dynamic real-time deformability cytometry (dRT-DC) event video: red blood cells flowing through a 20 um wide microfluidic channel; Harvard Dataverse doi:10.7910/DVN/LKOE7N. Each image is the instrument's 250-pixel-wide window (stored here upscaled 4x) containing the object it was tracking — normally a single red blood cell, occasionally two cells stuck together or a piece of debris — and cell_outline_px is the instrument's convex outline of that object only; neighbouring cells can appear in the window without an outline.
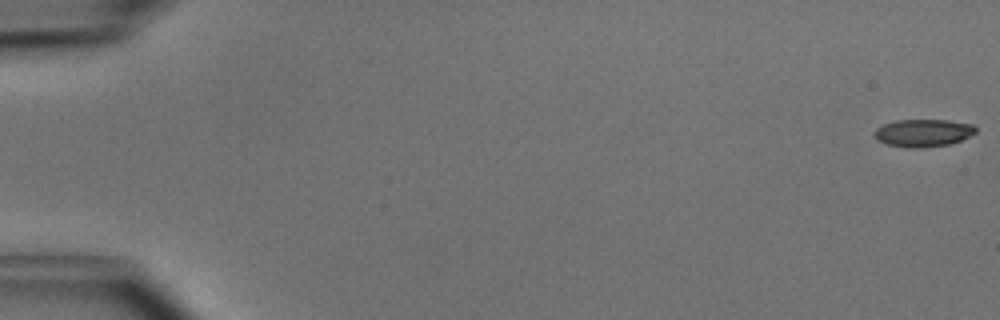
{"species": "common noctule bat (a hibernating species)", "species_latin": "Nyctalus noctula", "temperature_condition": "cold", "stored_images_in_passage": 11, "camera_frame_rate_fps": 3000, "um_per_image_px": 0.085, "animal": {"sex": "male", "body_mass_g": 15.6}, "frame": {"image": 1, "passage_image": 1, "time_ms": 0.0, "image_size_px": [1000, 320], "cell_outline_px": [[976, 132], [960, 140], [948, 144], [924, 148], [908, 148], [888, 144], [876, 140], [872, 132], [876, 128], [884, 124], [896, 120], [948, 120], [972, 124], [976, 128]], "centroid_in_image_um": [78.42, 11.3], "position_along_channel_um": 6.6, "area_um2": 16.3}}